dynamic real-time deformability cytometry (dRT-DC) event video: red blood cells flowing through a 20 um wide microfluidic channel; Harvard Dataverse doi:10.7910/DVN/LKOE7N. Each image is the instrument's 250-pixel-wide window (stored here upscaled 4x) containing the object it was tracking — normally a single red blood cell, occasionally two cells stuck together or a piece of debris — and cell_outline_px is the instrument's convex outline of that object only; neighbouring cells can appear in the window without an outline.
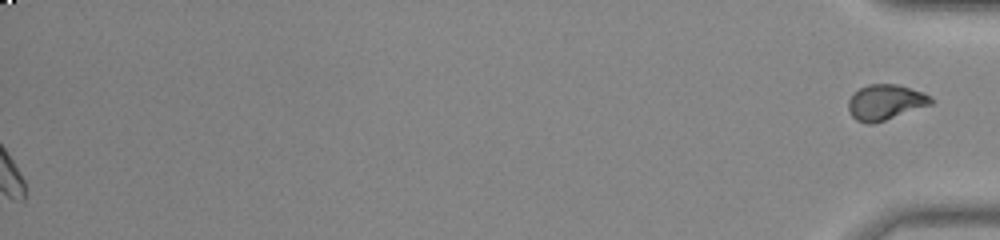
{"species": "common noctule bat (a hibernating species)", "species_latin": "Nyctalus noctula", "temperature_condition": "room temperature", "stored_images_in_passage": 51, "segment_of_instrument_passage": [2, 2], "camera_frame_rate_fps": 3000, "um_per_image_px": 0.085, "animal": {"sex": "male", "body_mass_g": 20.0, "forearm_length_mm": 53.3}, "frame": {"image": 1, "passage_image": 51, "time_ms": 16.667, "image_size_px": [1000, 240], "cell_outline_px": [[932, 104], [872, 124], [868, 124], [856, 120], [852, 116], [848, 108], [848, 100], [852, 92], [868, 84], [896, 84], [924, 92], [932, 100]], "centroid_in_image_um": [75.21, 8.68], "position_along_channel_um": 360.0, "area_um2": 16.94}}